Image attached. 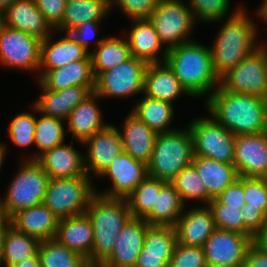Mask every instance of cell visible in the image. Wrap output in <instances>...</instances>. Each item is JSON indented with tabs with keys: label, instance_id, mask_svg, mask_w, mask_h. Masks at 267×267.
Here are the masks:
<instances>
[{
	"label": "cell",
	"instance_id": "cell-19",
	"mask_svg": "<svg viewBox=\"0 0 267 267\" xmlns=\"http://www.w3.org/2000/svg\"><path fill=\"white\" fill-rule=\"evenodd\" d=\"M174 228L178 244L203 247L216 229L214 215L208 205L192 207L183 211Z\"/></svg>",
	"mask_w": 267,
	"mask_h": 267
},
{
	"label": "cell",
	"instance_id": "cell-30",
	"mask_svg": "<svg viewBox=\"0 0 267 267\" xmlns=\"http://www.w3.org/2000/svg\"><path fill=\"white\" fill-rule=\"evenodd\" d=\"M192 165L200 175L208 196L211 199L217 198L225 188L239 178L234 164H228L202 156H194Z\"/></svg>",
	"mask_w": 267,
	"mask_h": 267
},
{
	"label": "cell",
	"instance_id": "cell-15",
	"mask_svg": "<svg viewBox=\"0 0 267 267\" xmlns=\"http://www.w3.org/2000/svg\"><path fill=\"white\" fill-rule=\"evenodd\" d=\"M83 145L87 147L84 166L90 178L98 177L115 158L124 152L118 127L113 124H108L97 131L92 137L87 138Z\"/></svg>",
	"mask_w": 267,
	"mask_h": 267
},
{
	"label": "cell",
	"instance_id": "cell-32",
	"mask_svg": "<svg viewBox=\"0 0 267 267\" xmlns=\"http://www.w3.org/2000/svg\"><path fill=\"white\" fill-rule=\"evenodd\" d=\"M186 205L174 185L166 182L160 192H156L155 204L143 219L151 226L175 227Z\"/></svg>",
	"mask_w": 267,
	"mask_h": 267
},
{
	"label": "cell",
	"instance_id": "cell-36",
	"mask_svg": "<svg viewBox=\"0 0 267 267\" xmlns=\"http://www.w3.org/2000/svg\"><path fill=\"white\" fill-rule=\"evenodd\" d=\"M35 126V147L37 151L21 160H37L45 151L64 143L65 129L63 119L43 116L39 114Z\"/></svg>",
	"mask_w": 267,
	"mask_h": 267
},
{
	"label": "cell",
	"instance_id": "cell-60",
	"mask_svg": "<svg viewBox=\"0 0 267 267\" xmlns=\"http://www.w3.org/2000/svg\"><path fill=\"white\" fill-rule=\"evenodd\" d=\"M256 11H267V0H263Z\"/></svg>",
	"mask_w": 267,
	"mask_h": 267
},
{
	"label": "cell",
	"instance_id": "cell-14",
	"mask_svg": "<svg viewBox=\"0 0 267 267\" xmlns=\"http://www.w3.org/2000/svg\"><path fill=\"white\" fill-rule=\"evenodd\" d=\"M147 176V165L123 152L98 176L108 178L112 187L103 192L95 187V192L110 198L126 199Z\"/></svg>",
	"mask_w": 267,
	"mask_h": 267
},
{
	"label": "cell",
	"instance_id": "cell-31",
	"mask_svg": "<svg viewBox=\"0 0 267 267\" xmlns=\"http://www.w3.org/2000/svg\"><path fill=\"white\" fill-rule=\"evenodd\" d=\"M111 10V0H66L62 22L55 32L69 33L88 21H102Z\"/></svg>",
	"mask_w": 267,
	"mask_h": 267
},
{
	"label": "cell",
	"instance_id": "cell-37",
	"mask_svg": "<svg viewBox=\"0 0 267 267\" xmlns=\"http://www.w3.org/2000/svg\"><path fill=\"white\" fill-rule=\"evenodd\" d=\"M38 255L41 267H85L89 260L62 245L56 238L40 241Z\"/></svg>",
	"mask_w": 267,
	"mask_h": 267
},
{
	"label": "cell",
	"instance_id": "cell-39",
	"mask_svg": "<svg viewBox=\"0 0 267 267\" xmlns=\"http://www.w3.org/2000/svg\"><path fill=\"white\" fill-rule=\"evenodd\" d=\"M171 183L185 204L188 201H198V203L203 202L205 205H208L212 200L208 196L200 175L192 164L183 168Z\"/></svg>",
	"mask_w": 267,
	"mask_h": 267
},
{
	"label": "cell",
	"instance_id": "cell-17",
	"mask_svg": "<svg viewBox=\"0 0 267 267\" xmlns=\"http://www.w3.org/2000/svg\"><path fill=\"white\" fill-rule=\"evenodd\" d=\"M149 226L144 219L131 217L117 235L112 254L103 263L109 267H134Z\"/></svg>",
	"mask_w": 267,
	"mask_h": 267
},
{
	"label": "cell",
	"instance_id": "cell-8",
	"mask_svg": "<svg viewBox=\"0 0 267 267\" xmlns=\"http://www.w3.org/2000/svg\"><path fill=\"white\" fill-rule=\"evenodd\" d=\"M185 2L160 0L148 18L167 50L192 41L191 34L197 21Z\"/></svg>",
	"mask_w": 267,
	"mask_h": 267
},
{
	"label": "cell",
	"instance_id": "cell-1",
	"mask_svg": "<svg viewBox=\"0 0 267 267\" xmlns=\"http://www.w3.org/2000/svg\"><path fill=\"white\" fill-rule=\"evenodd\" d=\"M204 102L208 116L235 136L267 131V99L263 97L218 87Z\"/></svg>",
	"mask_w": 267,
	"mask_h": 267
},
{
	"label": "cell",
	"instance_id": "cell-56",
	"mask_svg": "<svg viewBox=\"0 0 267 267\" xmlns=\"http://www.w3.org/2000/svg\"><path fill=\"white\" fill-rule=\"evenodd\" d=\"M7 155V146L3 142H0V170L2 168V164H4L5 156Z\"/></svg>",
	"mask_w": 267,
	"mask_h": 267
},
{
	"label": "cell",
	"instance_id": "cell-2",
	"mask_svg": "<svg viewBox=\"0 0 267 267\" xmlns=\"http://www.w3.org/2000/svg\"><path fill=\"white\" fill-rule=\"evenodd\" d=\"M165 62L192 98L207 99L219 87L210 48L194 39L168 50Z\"/></svg>",
	"mask_w": 267,
	"mask_h": 267
},
{
	"label": "cell",
	"instance_id": "cell-9",
	"mask_svg": "<svg viewBox=\"0 0 267 267\" xmlns=\"http://www.w3.org/2000/svg\"><path fill=\"white\" fill-rule=\"evenodd\" d=\"M188 128L193 136L194 156L234 163L236 136L212 116L192 119Z\"/></svg>",
	"mask_w": 267,
	"mask_h": 267
},
{
	"label": "cell",
	"instance_id": "cell-40",
	"mask_svg": "<svg viewBox=\"0 0 267 267\" xmlns=\"http://www.w3.org/2000/svg\"><path fill=\"white\" fill-rule=\"evenodd\" d=\"M196 21L206 23L224 22V19L235 15L243 6L238 5L236 9L229 12L230 0H187ZM231 15L229 16L228 14Z\"/></svg>",
	"mask_w": 267,
	"mask_h": 267
},
{
	"label": "cell",
	"instance_id": "cell-11",
	"mask_svg": "<svg viewBox=\"0 0 267 267\" xmlns=\"http://www.w3.org/2000/svg\"><path fill=\"white\" fill-rule=\"evenodd\" d=\"M219 88L267 99V54L260 46L220 77Z\"/></svg>",
	"mask_w": 267,
	"mask_h": 267
},
{
	"label": "cell",
	"instance_id": "cell-49",
	"mask_svg": "<svg viewBox=\"0 0 267 267\" xmlns=\"http://www.w3.org/2000/svg\"><path fill=\"white\" fill-rule=\"evenodd\" d=\"M216 199L221 204L228 207H239V209H241L246 204L244 196V176H239V178L225 188Z\"/></svg>",
	"mask_w": 267,
	"mask_h": 267
},
{
	"label": "cell",
	"instance_id": "cell-27",
	"mask_svg": "<svg viewBox=\"0 0 267 267\" xmlns=\"http://www.w3.org/2000/svg\"><path fill=\"white\" fill-rule=\"evenodd\" d=\"M99 98L93 92L72 110L66 120V130L72 134V139H75L82 145L87 138L92 137L97 131L102 130L108 125V123L102 120V111L97 104Z\"/></svg>",
	"mask_w": 267,
	"mask_h": 267
},
{
	"label": "cell",
	"instance_id": "cell-44",
	"mask_svg": "<svg viewBox=\"0 0 267 267\" xmlns=\"http://www.w3.org/2000/svg\"><path fill=\"white\" fill-rule=\"evenodd\" d=\"M247 207L257 208L267 216V178L244 177Z\"/></svg>",
	"mask_w": 267,
	"mask_h": 267
},
{
	"label": "cell",
	"instance_id": "cell-47",
	"mask_svg": "<svg viewBox=\"0 0 267 267\" xmlns=\"http://www.w3.org/2000/svg\"><path fill=\"white\" fill-rule=\"evenodd\" d=\"M37 8L55 30L62 22L66 0H34Z\"/></svg>",
	"mask_w": 267,
	"mask_h": 267
},
{
	"label": "cell",
	"instance_id": "cell-3",
	"mask_svg": "<svg viewBox=\"0 0 267 267\" xmlns=\"http://www.w3.org/2000/svg\"><path fill=\"white\" fill-rule=\"evenodd\" d=\"M249 16L243 7L228 17L210 47L213 67L219 77L261 46L256 41L258 26Z\"/></svg>",
	"mask_w": 267,
	"mask_h": 267
},
{
	"label": "cell",
	"instance_id": "cell-22",
	"mask_svg": "<svg viewBox=\"0 0 267 267\" xmlns=\"http://www.w3.org/2000/svg\"><path fill=\"white\" fill-rule=\"evenodd\" d=\"M52 41L48 36L41 41L40 67L38 80L48 71L65 66L72 61L91 60L90 52L80 46L69 33ZM52 41V43H51Z\"/></svg>",
	"mask_w": 267,
	"mask_h": 267
},
{
	"label": "cell",
	"instance_id": "cell-51",
	"mask_svg": "<svg viewBox=\"0 0 267 267\" xmlns=\"http://www.w3.org/2000/svg\"><path fill=\"white\" fill-rule=\"evenodd\" d=\"M172 255L145 253V249L142 248L134 267H169Z\"/></svg>",
	"mask_w": 267,
	"mask_h": 267
},
{
	"label": "cell",
	"instance_id": "cell-54",
	"mask_svg": "<svg viewBox=\"0 0 267 267\" xmlns=\"http://www.w3.org/2000/svg\"><path fill=\"white\" fill-rule=\"evenodd\" d=\"M11 225V217L6 212L5 208L2 206L0 202V250L2 238L7 230V228Z\"/></svg>",
	"mask_w": 267,
	"mask_h": 267
},
{
	"label": "cell",
	"instance_id": "cell-12",
	"mask_svg": "<svg viewBox=\"0 0 267 267\" xmlns=\"http://www.w3.org/2000/svg\"><path fill=\"white\" fill-rule=\"evenodd\" d=\"M41 41L22 30L0 27V64L10 69L39 72Z\"/></svg>",
	"mask_w": 267,
	"mask_h": 267
},
{
	"label": "cell",
	"instance_id": "cell-24",
	"mask_svg": "<svg viewBox=\"0 0 267 267\" xmlns=\"http://www.w3.org/2000/svg\"><path fill=\"white\" fill-rule=\"evenodd\" d=\"M118 132L122 140L123 151L147 165L150 162L157 133L132 112L126 115L123 128L118 129Z\"/></svg>",
	"mask_w": 267,
	"mask_h": 267
},
{
	"label": "cell",
	"instance_id": "cell-52",
	"mask_svg": "<svg viewBox=\"0 0 267 267\" xmlns=\"http://www.w3.org/2000/svg\"><path fill=\"white\" fill-rule=\"evenodd\" d=\"M243 267H267V253L252 243L247 250Z\"/></svg>",
	"mask_w": 267,
	"mask_h": 267
},
{
	"label": "cell",
	"instance_id": "cell-45",
	"mask_svg": "<svg viewBox=\"0 0 267 267\" xmlns=\"http://www.w3.org/2000/svg\"><path fill=\"white\" fill-rule=\"evenodd\" d=\"M169 267H207L203 247L177 243Z\"/></svg>",
	"mask_w": 267,
	"mask_h": 267
},
{
	"label": "cell",
	"instance_id": "cell-4",
	"mask_svg": "<svg viewBox=\"0 0 267 267\" xmlns=\"http://www.w3.org/2000/svg\"><path fill=\"white\" fill-rule=\"evenodd\" d=\"M93 226L91 262H104L113 252L116 237L132 217L126 199L95 193L86 209Z\"/></svg>",
	"mask_w": 267,
	"mask_h": 267
},
{
	"label": "cell",
	"instance_id": "cell-53",
	"mask_svg": "<svg viewBox=\"0 0 267 267\" xmlns=\"http://www.w3.org/2000/svg\"><path fill=\"white\" fill-rule=\"evenodd\" d=\"M253 243L259 247L262 251L267 253V222L259 230V232L253 237Z\"/></svg>",
	"mask_w": 267,
	"mask_h": 267
},
{
	"label": "cell",
	"instance_id": "cell-34",
	"mask_svg": "<svg viewBox=\"0 0 267 267\" xmlns=\"http://www.w3.org/2000/svg\"><path fill=\"white\" fill-rule=\"evenodd\" d=\"M173 106L169 102L143 95L131 112L158 134L176 130L170 126L175 117Z\"/></svg>",
	"mask_w": 267,
	"mask_h": 267
},
{
	"label": "cell",
	"instance_id": "cell-38",
	"mask_svg": "<svg viewBox=\"0 0 267 267\" xmlns=\"http://www.w3.org/2000/svg\"><path fill=\"white\" fill-rule=\"evenodd\" d=\"M166 182L147 176L126 198L132 217L143 219L152 209L156 200V192Z\"/></svg>",
	"mask_w": 267,
	"mask_h": 267
},
{
	"label": "cell",
	"instance_id": "cell-55",
	"mask_svg": "<svg viewBox=\"0 0 267 267\" xmlns=\"http://www.w3.org/2000/svg\"><path fill=\"white\" fill-rule=\"evenodd\" d=\"M12 267H41V261L38 253L31 257L24 259L23 261L13 265Z\"/></svg>",
	"mask_w": 267,
	"mask_h": 267
},
{
	"label": "cell",
	"instance_id": "cell-7",
	"mask_svg": "<svg viewBox=\"0 0 267 267\" xmlns=\"http://www.w3.org/2000/svg\"><path fill=\"white\" fill-rule=\"evenodd\" d=\"M91 180L89 176L50 179L43 203L59 220L84 214L96 193Z\"/></svg>",
	"mask_w": 267,
	"mask_h": 267
},
{
	"label": "cell",
	"instance_id": "cell-25",
	"mask_svg": "<svg viewBox=\"0 0 267 267\" xmlns=\"http://www.w3.org/2000/svg\"><path fill=\"white\" fill-rule=\"evenodd\" d=\"M59 219L44 204L22 209L11 217V225L18 231L39 241L55 239Z\"/></svg>",
	"mask_w": 267,
	"mask_h": 267
},
{
	"label": "cell",
	"instance_id": "cell-23",
	"mask_svg": "<svg viewBox=\"0 0 267 267\" xmlns=\"http://www.w3.org/2000/svg\"><path fill=\"white\" fill-rule=\"evenodd\" d=\"M127 39L131 56L142 59L148 64L165 62L168 50L164 45L149 19H133ZM162 53V54H161Z\"/></svg>",
	"mask_w": 267,
	"mask_h": 267
},
{
	"label": "cell",
	"instance_id": "cell-10",
	"mask_svg": "<svg viewBox=\"0 0 267 267\" xmlns=\"http://www.w3.org/2000/svg\"><path fill=\"white\" fill-rule=\"evenodd\" d=\"M148 63L131 56L118 66L101 72L95 78L94 92L103 98H130L144 91V75Z\"/></svg>",
	"mask_w": 267,
	"mask_h": 267
},
{
	"label": "cell",
	"instance_id": "cell-33",
	"mask_svg": "<svg viewBox=\"0 0 267 267\" xmlns=\"http://www.w3.org/2000/svg\"><path fill=\"white\" fill-rule=\"evenodd\" d=\"M94 51H90L92 70L95 78L131 57L130 47L126 37H109L99 39L94 43Z\"/></svg>",
	"mask_w": 267,
	"mask_h": 267
},
{
	"label": "cell",
	"instance_id": "cell-21",
	"mask_svg": "<svg viewBox=\"0 0 267 267\" xmlns=\"http://www.w3.org/2000/svg\"><path fill=\"white\" fill-rule=\"evenodd\" d=\"M3 25L22 30L40 40H45L53 28L37 8L34 0H16L2 13Z\"/></svg>",
	"mask_w": 267,
	"mask_h": 267
},
{
	"label": "cell",
	"instance_id": "cell-20",
	"mask_svg": "<svg viewBox=\"0 0 267 267\" xmlns=\"http://www.w3.org/2000/svg\"><path fill=\"white\" fill-rule=\"evenodd\" d=\"M71 145L60 144L45 151L37 158L50 179L88 176L84 166V154Z\"/></svg>",
	"mask_w": 267,
	"mask_h": 267
},
{
	"label": "cell",
	"instance_id": "cell-57",
	"mask_svg": "<svg viewBox=\"0 0 267 267\" xmlns=\"http://www.w3.org/2000/svg\"><path fill=\"white\" fill-rule=\"evenodd\" d=\"M16 0H0V12H4L9 8Z\"/></svg>",
	"mask_w": 267,
	"mask_h": 267
},
{
	"label": "cell",
	"instance_id": "cell-48",
	"mask_svg": "<svg viewBox=\"0 0 267 267\" xmlns=\"http://www.w3.org/2000/svg\"><path fill=\"white\" fill-rule=\"evenodd\" d=\"M241 211L243 234L253 238L267 222V216L257 208L247 207V204L241 208Z\"/></svg>",
	"mask_w": 267,
	"mask_h": 267
},
{
	"label": "cell",
	"instance_id": "cell-13",
	"mask_svg": "<svg viewBox=\"0 0 267 267\" xmlns=\"http://www.w3.org/2000/svg\"><path fill=\"white\" fill-rule=\"evenodd\" d=\"M253 238L216 228L203 245L207 267H243Z\"/></svg>",
	"mask_w": 267,
	"mask_h": 267
},
{
	"label": "cell",
	"instance_id": "cell-50",
	"mask_svg": "<svg viewBox=\"0 0 267 267\" xmlns=\"http://www.w3.org/2000/svg\"><path fill=\"white\" fill-rule=\"evenodd\" d=\"M101 22L102 21H88L85 24L72 29L69 34L80 46L84 47L88 52H90L89 43L98 33Z\"/></svg>",
	"mask_w": 267,
	"mask_h": 267
},
{
	"label": "cell",
	"instance_id": "cell-41",
	"mask_svg": "<svg viewBox=\"0 0 267 267\" xmlns=\"http://www.w3.org/2000/svg\"><path fill=\"white\" fill-rule=\"evenodd\" d=\"M37 116L30 112L16 114L8 126V136L11 142L19 148L35 146V126Z\"/></svg>",
	"mask_w": 267,
	"mask_h": 267
},
{
	"label": "cell",
	"instance_id": "cell-58",
	"mask_svg": "<svg viewBox=\"0 0 267 267\" xmlns=\"http://www.w3.org/2000/svg\"><path fill=\"white\" fill-rule=\"evenodd\" d=\"M257 17L267 24V11H256Z\"/></svg>",
	"mask_w": 267,
	"mask_h": 267
},
{
	"label": "cell",
	"instance_id": "cell-62",
	"mask_svg": "<svg viewBox=\"0 0 267 267\" xmlns=\"http://www.w3.org/2000/svg\"><path fill=\"white\" fill-rule=\"evenodd\" d=\"M3 25L2 12H0V27Z\"/></svg>",
	"mask_w": 267,
	"mask_h": 267
},
{
	"label": "cell",
	"instance_id": "cell-28",
	"mask_svg": "<svg viewBox=\"0 0 267 267\" xmlns=\"http://www.w3.org/2000/svg\"><path fill=\"white\" fill-rule=\"evenodd\" d=\"M45 89L57 91L70 86H86L92 92L95 89V76L91 60H77L71 63L48 70L39 80Z\"/></svg>",
	"mask_w": 267,
	"mask_h": 267
},
{
	"label": "cell",
	"instance_id": "cell-5",
	"mask_svg": "<svg viewBox=\"0 0 267 267\" xmlns=\"http://www.w3.org/2000/svg\"><path fill=\"white\" fill-rule=\"evenodd\" d=\"M193 157V136L188 127L158 133L147 164L148 175L171 182L183 168L192 164Z\"/></svg>",
	"mask_w": 267,
	"mask_h": 267
},
{
	"label": "cell",
	"instance_id": "cell-43",
	"mask_svg": "<svg viewBox=\"0 0 267 267\" xmlns=\"http://www.w3.org/2000/svg\"><path fill=\"white\" fill-rule=\"evenodd\" d=\"M208 206L214 215L215 227L222 230L234 231L243 234V219L239 207H228L221 204L216 198Z\"/></svg>",
	"mask_w": 267,
	"mask_h": 267
},
{
	"label": "cell",
	"instance_id": "cell-42",
	"mask_svg": "<svg viewBox=\"0 0 267 267\" xmlns=\"http://www.w3.org/2000/svg\"><path fill=\"white\" fill-rule=\"evenodd\" d=\"M177 244V235L174 227L149 226L146 231L143 248L145 253L173 254Z\"/></svg>",
	"mask_w": 267,
	"mask_h": 267
},
{
	"label": "cell",
	"instance_id": "cell-46",
	"mask_svg": "<svg viewBox=\"0 0 267 267\" xmlns=\"http://www.w3.org/2000/svg\"><path fill=\"white\" fill-rule=\"evenodd\" d=\"M160 0H111V8L123 11L129 19H148Z\"/></svg>",
	"mask_w": 267,
	"mask_h": 267
},
{
	"label": "cell",
	"instance_id": "cell-35",
	"mask_svg": "<svg viewBox=\"0 0 267 267\" xmlns=\"http://www.w3.org/2000/svg\"><path fill=\"white\" fill-rule=\"evenodd\" d=\"M39 244L38 239L18 231L10 225L2 238L0 267L2 265L12 267L24 259L35 256L38 253Z\"/></svg>",
	"mask_w": 267,
	"mask_h": 267
},
{
	"label": "cell",
	"instance_id": "cell-59",
	"mask_svg": "<svg viewBox=\"0 0 267 267\" xmlns=\"http://www.w3.org/2000/svg\"><path fill=\"white\" fill-rule=\"evenodd\" d=\"M85 267H109L102 262H89Z\"/></svg>",
	"mask_w": 267,
	"mask_h": 267
},
{
	"label": "cell",
	"instance_id": "cell-18",
	"mask_svg": "<svg viewBox=\"0 0 267 267\" xmlns=\"http://www.w3.org/2000/svg\"><path fill=\"white\" fill-rule=\"evenodd\" d=\"M41 89L40 97L33 102L34 113L39 112L43 116L67 120L72 110L84 101L93 92L86 86H70L53 91L45 89L38 83Z\"/></svg>",
	"mask_w": 267,
	"mask_h": 267
},
{
	"label": "cell",
	"instance_id": "cell-26",
	"mask_svg": "<svg viewBox=\"0 0 267 267\" xmlns=\"http://www.w3.org/2000/svg\"><path fill=\"white\" fill-rule=\"evenodd\" d=\"M182 94L192 97L166 62L147 65L143 95L173 104Z\"/></svg>",
	"mask_w": 267,
	"mask_h": 267
},
{
	"label": "cell",
	"instance_id": "cell-16",
	"mask_svg": "<svg viewBox=\"0 0 267 267\" xmlns=\"http://www.w3.org/2000/svg\"><path fill=\"white\" fill-rule=\"evenodd\" d=\"M233 164L239 176L267 178V131L236 136Z\"/></svg>",
	"mask_w": 267,
	"mask_h": 267
},
{
	"label": "cell",
	"instance_id": "cell-6",
	"mask_svg": "<svg viewBox=\"0 0 267 267\" xmlns=\"http://www.w3.org/2000/svg\"><path fill=\"white\" fill-rule=\"evenodd\" d=\"M0 202L10 217L44 202L50 177L37 160H23Z\"/></svg>",
	"mask_w": 267,
	"mask_h": 267
},
{
	"label": "cell",
	"instance_id": "cell-29",
	"mask_svg": "<svg viewBox=\"0 0 267 267\" xmlns=\"http://www.w3.org/2000/svg\"><path fill=\"white\" fill-rule=\"evenodd\" d=\"M56 239L91 262L94 235L91 220L86 213L59 220Z\"/></svg>",
	"mask_w": 267,
	"mask_h": 267
},
{
	"label": "cell",
	"instance_id": "cell-61",
	"mask_svg": "<svg viewBox=\"0 0 267 267\" xmlns=\"http://www.w3.org/2000/svg\"><path fill=\"white\" fill-rule=\"evenodd\" d=\"M260 44H261V47L264 49V51L267 54V43L264 44L263 41H262V43L260 42Z\"/></svg>",
	"mask_w": 267,
	"mask_h": 267
}]
</instances>
